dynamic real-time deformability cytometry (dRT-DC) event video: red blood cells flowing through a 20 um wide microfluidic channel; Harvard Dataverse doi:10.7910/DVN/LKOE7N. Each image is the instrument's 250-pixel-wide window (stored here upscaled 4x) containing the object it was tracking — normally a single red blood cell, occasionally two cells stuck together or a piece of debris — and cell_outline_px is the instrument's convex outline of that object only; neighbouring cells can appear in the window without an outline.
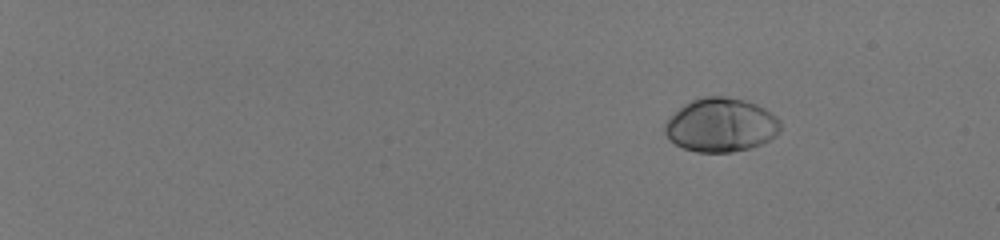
{"species": "human", "species_latin": "Homo sapiens", "temperature_condition": "room temperature", "stored_images_in_passage": 49, "camera_frame_rate_fps": 3000, "um_per_image_px": 0.085, "donor": {"sex": "male"}, "frame": {"image": 1, "passage_image": 1, "time_ms": 0.0, "image_size_px": [1000, 240], "cell_outline_px": [[780, 132], [776, 136], [760, 144], [748, 148], [732, 152], [696, 152], [684, 148], [668, 140], [664, 132], [664, 124], [684, 104], [692, 100], [704, 96], [724, 96], [744, 100], [756, 104], [772, 112], [780, 120]], "centroid_in_image_um": [61.29, 10.63], "position_along_channel_um": 23.7, "area_um2": 36.24}}
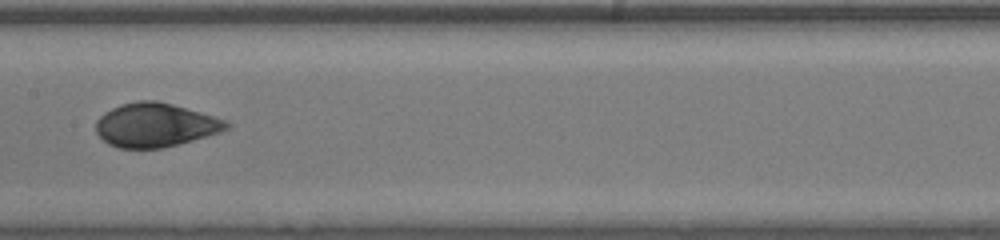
{"frame": {"image": 2, "passage_image": 28, "time_ms": 9.0, "image_size_px": [1000, 240], "cell_outline_px": [[232, 124], [228, 128], [220, 132], [192, 140], [160, 148], [120, 148], [108, 144], [96, 132], [96, 120], [104, 112], [120, 104], [136, 100], [156, 100], [172, 104], [228, 120]], "centroid_in_image_um": [13.19, 10.61], "position_along_channel_um": 194.2, "area_um2": 33.29}}
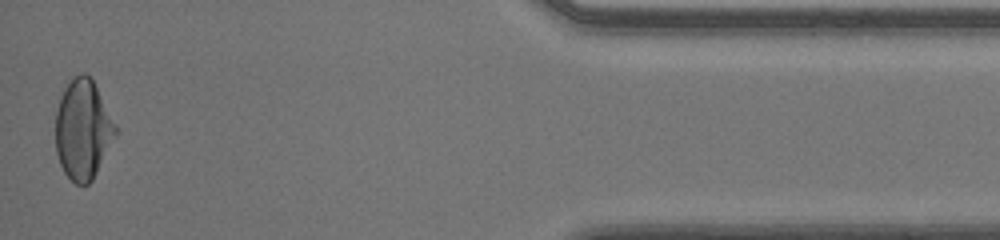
{"frame": {"image": 3, "passage_image": 49, "time_ms": 16.0, "image_size_px": [1000, 240], "cell_outline_px": [[116, 136], [92, 180], [88, 184], [76, 184], [64, 172], [60, 164], [56, 152], [56, 112], [60, 96], [64, 88], [80, 72], [84, 72], [92, 80], [116, 124]], "centroid_in_image_um": [7.04, 11.02], "position_along_channel_um": 428.2, "area_um2": 34.39}, "authors_computed_cell_mechanics": {"area_um2": 33.8708, "velocity_mm_per_s": 4.0437, "shape_relaxation_time_tau1_ms": 4.8003, "shape_relaxation_time_tau2_ms": null, "deformation_change_tau1": 0.1983, "deformation_change_tau2": null}}